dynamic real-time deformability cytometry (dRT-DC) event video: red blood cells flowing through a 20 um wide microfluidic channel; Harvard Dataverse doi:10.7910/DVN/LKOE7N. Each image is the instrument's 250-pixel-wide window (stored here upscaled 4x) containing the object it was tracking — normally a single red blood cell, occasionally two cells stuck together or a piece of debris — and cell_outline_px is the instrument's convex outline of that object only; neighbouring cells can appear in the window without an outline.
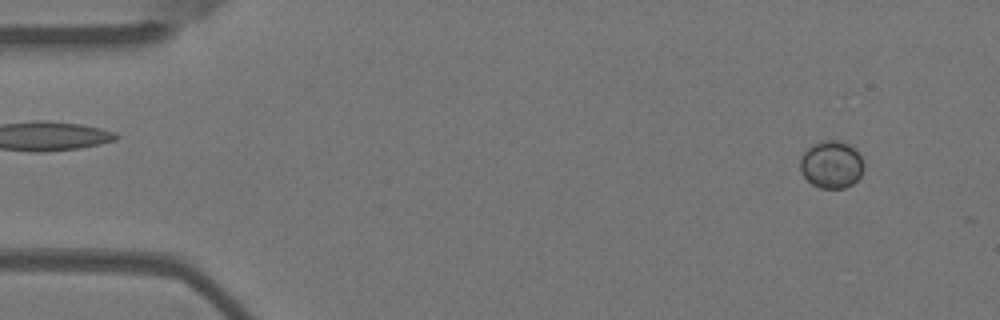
{"species": "Egyptian fruit bat (a non-hibernating species)", "species_latin": "Rousettus aegyptiacus", "temperature_condition": "warm", "stored_images_in_passage": 17, "camera_frame_rate_fps": 3000, "um_per_image_px": 0.085, "animal": {"sex": "female"}, "frame": {"image": 1, "passage_image": 4, "time_ms": 1.0, "image_size_px": [1000, 320], "cell_outline_px": [[864, 168], [860, 176], [852, 184], [844, 188], [820, 188], [812, 184], [800, 172], [800, 156], [812, 144], [820, 140], [836, 140], [848, 144], [856, 148], [860, 152], [864, 164]], "centroid_in_image_um": [70.68, 13.96], "position_along_channel_um": 14.3, "area_um2": 17.86}}
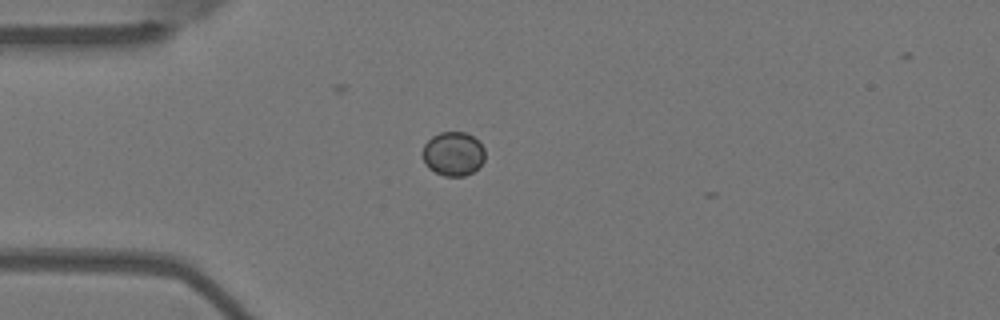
{"frame": {"image": 2, "passage_image": 14, "time_ms": 4.333, "image_size_px": [1000, 320], "cell_outline_px": [[484, 160], [472, 172], [464, 176], [444, 176], [428, 168], [420, 152], [424, 144], [432, 136], [440, 132], [464, 132], [472, 136], [484, 148]], "centroid_in_image_um": [38.48, 13.07], "position_along_channel_um": 46.5, "area_um2": 15.95}}